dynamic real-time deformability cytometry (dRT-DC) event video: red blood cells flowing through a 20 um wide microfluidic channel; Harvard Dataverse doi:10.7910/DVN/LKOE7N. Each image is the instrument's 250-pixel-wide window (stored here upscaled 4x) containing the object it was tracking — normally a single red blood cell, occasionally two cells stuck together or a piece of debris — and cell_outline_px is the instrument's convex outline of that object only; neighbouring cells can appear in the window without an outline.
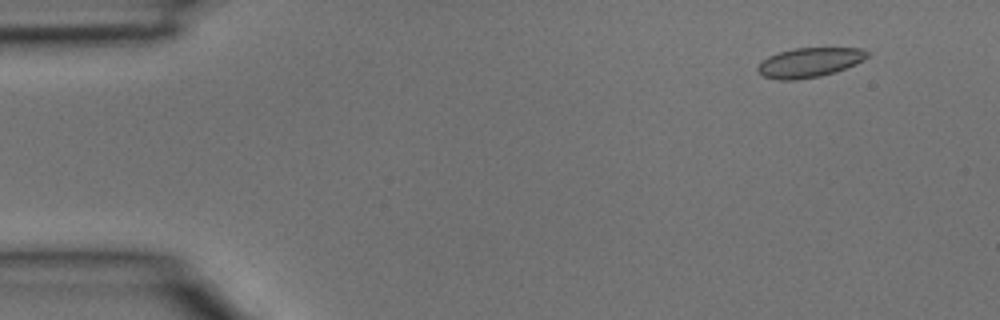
{"species": "common noctule bat (a hibernating species)", "species_latin": "Nyctalus noctula", "temperature_condition": "room temperature", "stored_images_in_passage": 40, "camera_frame_rate_fps": 3000, "um_per_image_px": 0.085, "animal": {"sex": "male", "body_mass_g": 15.6}, "frame": {"image": 1, "passage_image": 4, "time_ms": 1.0, "image_size_px": [1000, 320], "cell_outline_px": [[868, 56], [864, 60], [856, 64], [836, 72], [820, 76], [796, 80], [780, 80], [764, 76], [756, 72], [756, 68], [768, 56], [792, 48], [864, 48], [868, 52]], "centroid_in_image_um": [68.82, 5.31], "position_along_channel_um": 16.2, "area_um2": 18.9}}
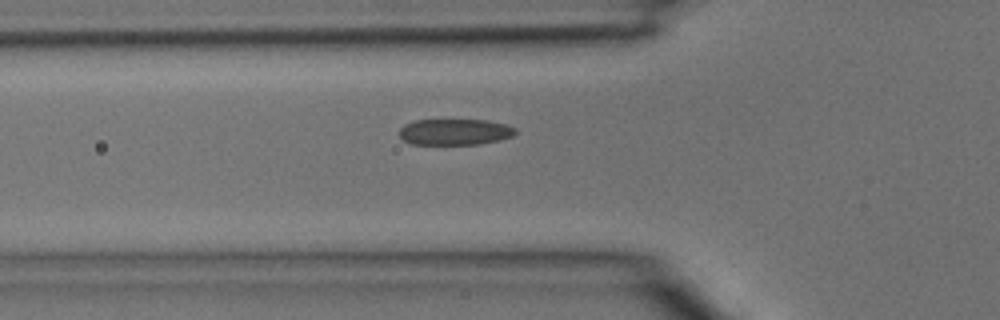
{"frame": {"image": 2, "passage_image": 14, "time_ms": 4.333, "image_size_px": [1000, 320], "cell_outline_px": [[516, 132], [512, 136], [500, 140], [476, 144], [412, 144], [404, 140], [400, 136], [400, 128], [404, 124], [412, 120], [488, 120], [508, 124], [516, 128]], "centroid_in_image_um": [38.67, 11.2], "position_along_channel_um": 87.1, "area_um2": 17.74}}
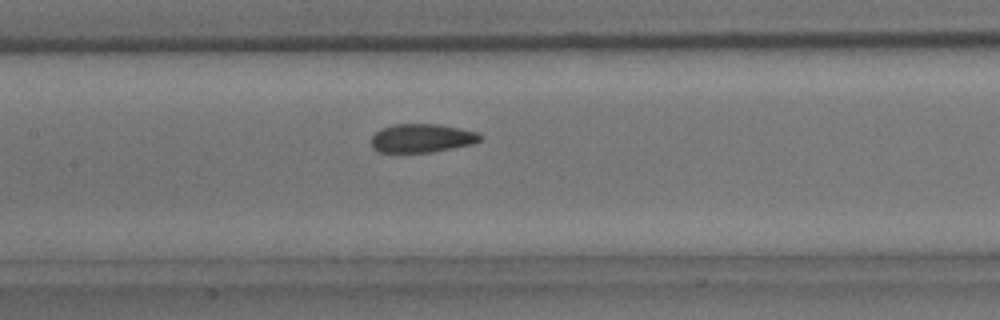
{"frame": {"image": 3, "passage_image": 19, "time_ms": 6.0, "image_size_px": [1000, 320], "cell_outline_px": [[484, 136], [480, 140], [472, 144], [432, 152], [376, 152], [372, 148], [372, 136], [380, 128], [392, 124], [440, 124], [460, 128], [476, 132]], "centroid_in_image_um": [35.84, 11.74], "position_along_channel_um": 171.6, "area_um2": 18.26}}